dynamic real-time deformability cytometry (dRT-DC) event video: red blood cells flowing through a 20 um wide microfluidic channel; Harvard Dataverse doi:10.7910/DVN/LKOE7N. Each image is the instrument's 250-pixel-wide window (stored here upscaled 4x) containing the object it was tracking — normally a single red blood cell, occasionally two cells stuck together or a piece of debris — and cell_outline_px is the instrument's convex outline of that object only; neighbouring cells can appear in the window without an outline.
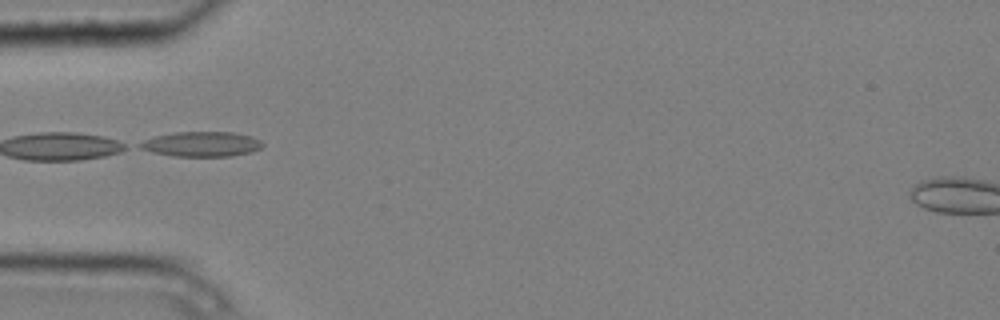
{"species": "common noctule bat (a hibernating species)", "species_latin": "Nyctalus noctula", "temperature_condition": "cold", "stored_images_in_passage": 10, "camera_frame_rate_fps": 3000, "um_per_image_px": 0.085, "animal": {"sex": "male", "body_mass_g": 20.4}, "frame": {"image": 1, "passage_image": 4, "time_ms": 1.0, "image_size_px": [1000, 320], "cell_outline_px": [[264, 144], [260, 148], [252, 152], [232, 156], [172, 156], [152, 152], [140, 148], [136, 144], [144, 140], [156, 136], [172, 132], [232, 132], [252, 136], [260, 140]], "centroid_in_image_um": [17.13, 12.25], "position_along_channel_um": 67.9, "area_um2": 17.92}}
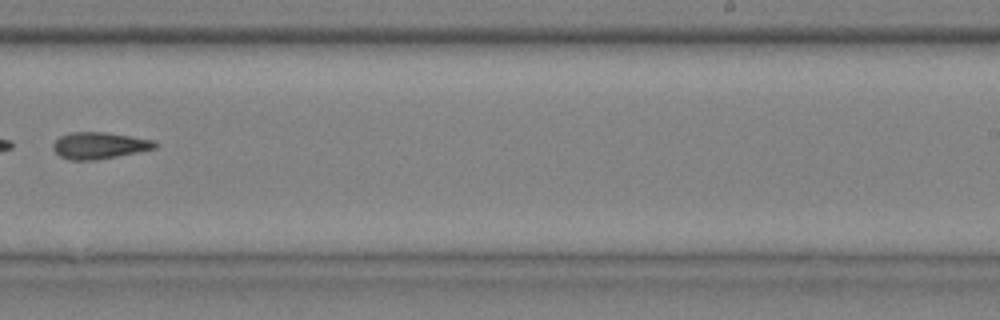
{"frame": {"image": 2, "passage_image": 9, "time_ms": 2.667, "image_size_px": [1000, 320], "cell_outline_px": [[156, 148], [96, 160], [68, 160], [60, 156], [52, 148], [52, 144], [60, 136], [68, 132], [104, 132], [156, 140]], "centroid_in_image_um": [8.4, 12.36], "position_along_channel_um": 280.6, "area_um2": 15.78}}
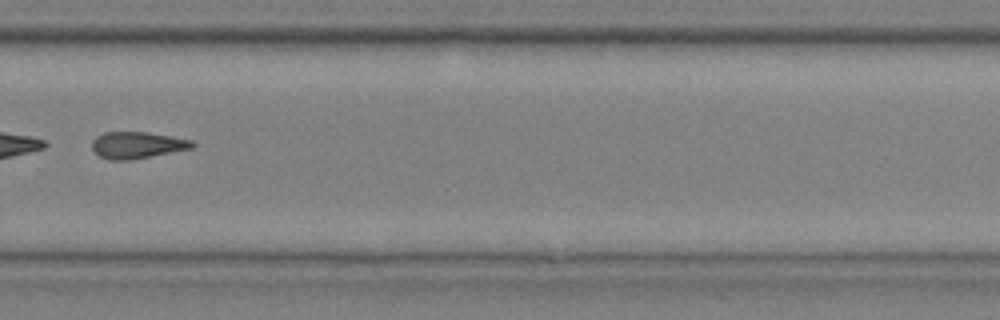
{"frame": {"image": 3, "passage_image": 10, "time_ms": 3.0, "image_size_px": [1000, 320], "cell_outline_px": [[196, 144], [192, 148], [132, 160], [108, 160], [100, 156], [92, 148], [92, 140], [96, 136], [104, 132], [148, 132], [172, 136], [192, 140]], "centroid_in_image_um": [11.66, 12.33], "position_along_channel_um": 318.1, "area_um2": 15.66}}